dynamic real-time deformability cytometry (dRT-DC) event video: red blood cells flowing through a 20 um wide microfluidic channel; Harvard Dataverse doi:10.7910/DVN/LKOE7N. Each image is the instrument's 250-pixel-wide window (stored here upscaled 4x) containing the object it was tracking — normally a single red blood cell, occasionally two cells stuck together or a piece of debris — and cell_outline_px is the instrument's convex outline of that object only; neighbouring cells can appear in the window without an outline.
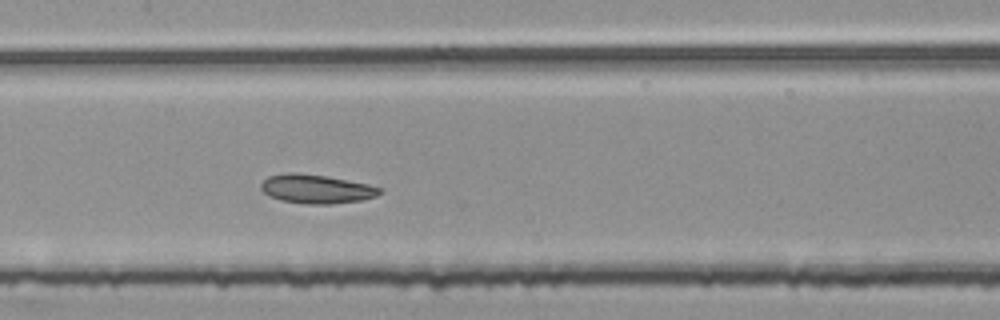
{"species": "common noctule bat (a hibernating species)", "species_latin": "Nyctalus noctula", "temperature_condition": "room temperature", "stored_images_in_passage": 46, "camera_frame_rate_fps": 3000, "um_per_image_px": 0.085, "animal": {"sex": "female", "body_mass_g": 25.1}, "frame": {"image": 1, "passage_image": 22, "time_ms": 7.0, "image_size_px": [1000, 320], "cell_outline_px": [[384, 192], [376, 196], [360, 200], [332, 204], [304, 204], [280, 200], [268, 196], [260, 188], [260, 184], [268, 176], [284, 172], [296, 172], [324, 176], [368, 184], [384, 188]], "centroid_in_image_um": [26.88, 16.06], "position_along_channel_um": 180.5, "area_um2": 20.17}}
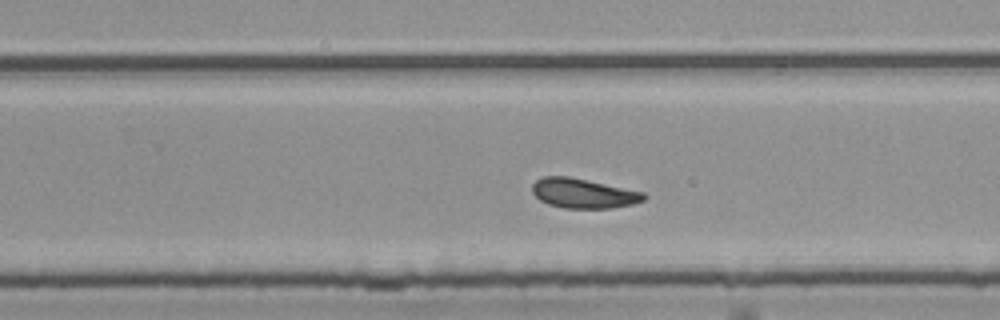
{"frame": {"image": 2, "passage_image": 30, "time_ms": 9.667, "image_size_px": [1000, 320], "cell_outline_px": [[648, 196], [644, 200], [632, 204], [612, 208], [564, 208], [548, 204], [540, 200], [532, 192], [532, 184], [536, 180], [544, 176], [568, 176], [644, 192]], "centroid_in_image_um": [49.58, 16.43], "position_along_channel_um": 280.2, "area_um2": 19.25}}
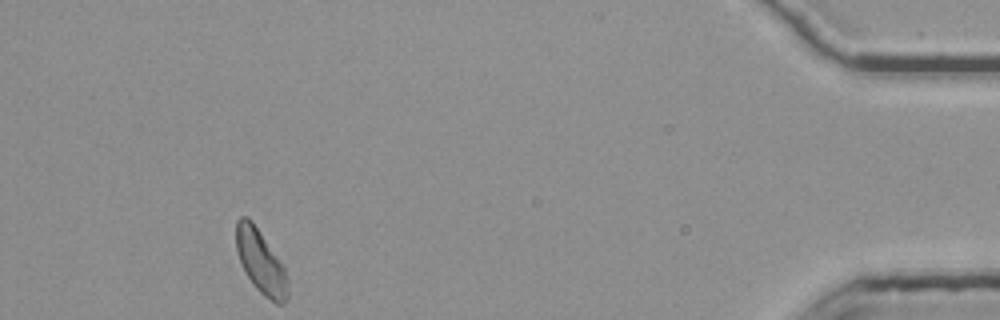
{"frame": {"image": 3, "passage_image": 46, "time_ms": 15.0, "image_size_px": [1000, 320], "cell_outline_px": [[288, 296], [284, 304], [276, 304], [264, 296], [252, 284], [244, 272], [236, 248], [236, 220], [240, 216], [248, 216], [252, 220], [284, 264], [288, 280]], "centroid_in_image_um": [22.18, 22.25], "position_along_channel_um": 413.0, "area_um2": 19.59}, "authors_computed_cell_mechanics": {"area_um2": 19.6809, "velocity_mm_per_s": 3.7537, "shape_relaxation_time_tau1_ms": null, "shape_relaxation_time_tau2_ms": 3.8193, "deformation_change_tau1": null, "deformation_change_tau2": 0.1058}}